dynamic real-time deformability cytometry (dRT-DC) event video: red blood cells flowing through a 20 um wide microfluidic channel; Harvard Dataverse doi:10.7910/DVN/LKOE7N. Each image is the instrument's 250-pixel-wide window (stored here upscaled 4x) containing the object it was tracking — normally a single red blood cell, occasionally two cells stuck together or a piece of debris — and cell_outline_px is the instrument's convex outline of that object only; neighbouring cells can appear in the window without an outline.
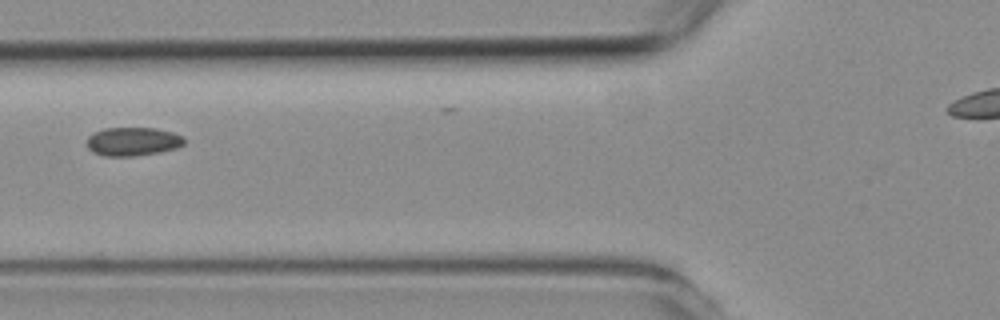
{"species": "common noctule bat (a hibernating species)", "species_latin": "Nyctalus noctula", "temperature_condition": "room temperature", "stored_images_in_passage": 4, "camera_frame_rate_fps": 3000, "um_per_image_px": 0.085, "animal": {"sex": "female", "body_mass_g": 19.3, "forearm_length_mm": 54.1}, "frame": {"image": 1, "passage_image": 3, "time_ms": 2.333, "image_size_px": [1000, 320], "cell_outline_px": [[184, 144], [176, 148], [160, 152], [132, 156], [104, 156], [92, 152], [88, 148], [88, 136], [92, 132], [104, 128], [156, 128], [172, 132], [184, 136]], "centroid_in_image_um": [11.28, 12.02], "position_along_channel_um": 114.5, "area_um2": 16.3}}
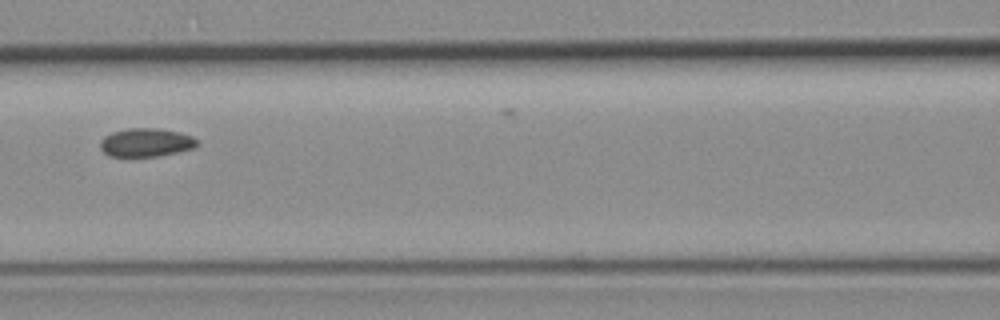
{"frame": {"image": 2, "passage_image": 4, "time_ms": 3.333, "image_size_px": [1000, 320], "cell_outline_px": [[200, 144], [196, 148], [160, 156], [108, 156], [100, 148], [100, 140], [104, 136], [112, 132], [128, 128], [160, 128], [192, 136]], "centroid_in_image_um": [12.42, 12.11], "position_along_channel_um": 154.2, "area_um2": 16.18}}